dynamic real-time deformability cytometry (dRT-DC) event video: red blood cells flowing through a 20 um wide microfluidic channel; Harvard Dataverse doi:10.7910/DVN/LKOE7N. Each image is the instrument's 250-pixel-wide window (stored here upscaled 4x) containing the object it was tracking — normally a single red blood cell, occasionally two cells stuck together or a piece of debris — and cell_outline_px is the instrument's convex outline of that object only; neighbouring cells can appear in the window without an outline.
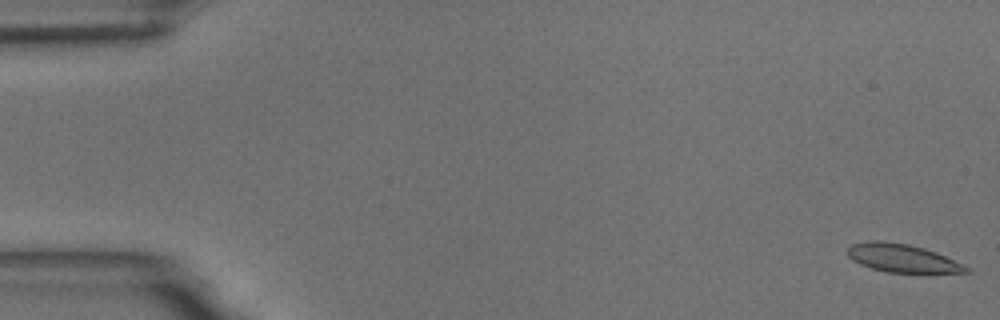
{"species": "common noctule bat (a hibernating species)", "species_latin": "Nyctalus noctula", "temperature_condition": "room temperature", "stored_images_in_passage": 56, "camera_frame_rate_fps": 3000, "um_per_image_px": 0.085, "animal": {"sex": "male", "body_mass_g": 18.8}, "frame": {"image": 1, "passage_image": 1, "time_ms": 0.0, "image_size_px": [1000, 320], "cell_outline_px": [[972, 272], [888, 272], [872, 268], [860, 264], [852, 260], [848, 256], [848, 248], [852, 244], [868, 240], [876, 240], [908, 244], [924, 248], [936, 252], [964, 264]], "centroid_in_image_um": [76.67, 21.93], "position_along_channel_um": 8.3, "area_um2": 19.25}}
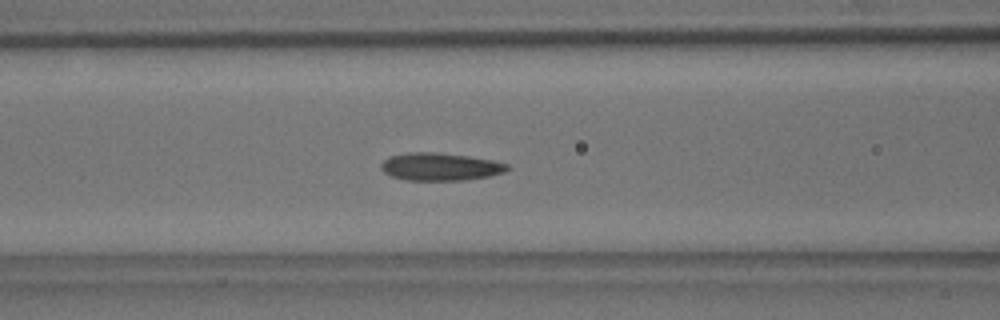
{"frame": {"image": 2, "passage_image": 23, "time_ms": 7.333, "image_size_px": [1000, 320], "cell_outline_px": [[512, 168], [504, 172], [488, 176], [464, 180], [404, 180], [392, 176], [384, 172], [380, 168], [380, 164], [388, 156], [408, 152], [436, 152], [468, 156], [492, 160], [508, 164]], "centroid_in_image_um": [37.4, 14.16], "position_along_channel_um": 129.2, "area_um2": 20.46}}
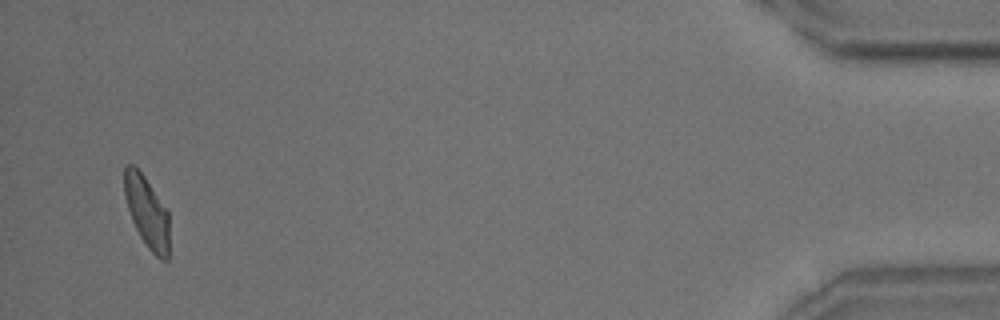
{"frame": {"image": 3, "passage_image": 54, "time_ms": 17.667, "image_size_px": [1000, 320], "cell_outline_px": [[168, 260], [160, 260], [148, 248], [140, 236], [132, 220], [124, 196], [124, 168], [128, 164], [132, 164], [144, 176], [168, 208]], "centroid_in_image_um": [12.49, 18.01], "position_along_channel_um": 422.7, "area_um2": 18.67}, "authors_computed_cell_mechanics": {"area_um2": 19.941, "velocity_mm_per_s": 3.6297, "shape_relaxation_time_tau1_ms": 7.0244, "shape_relaxation_time_tau2_ms": 1.8844, "deformation_change_tau1": 0.1708, "deformation_change_tau2": 0.079}}